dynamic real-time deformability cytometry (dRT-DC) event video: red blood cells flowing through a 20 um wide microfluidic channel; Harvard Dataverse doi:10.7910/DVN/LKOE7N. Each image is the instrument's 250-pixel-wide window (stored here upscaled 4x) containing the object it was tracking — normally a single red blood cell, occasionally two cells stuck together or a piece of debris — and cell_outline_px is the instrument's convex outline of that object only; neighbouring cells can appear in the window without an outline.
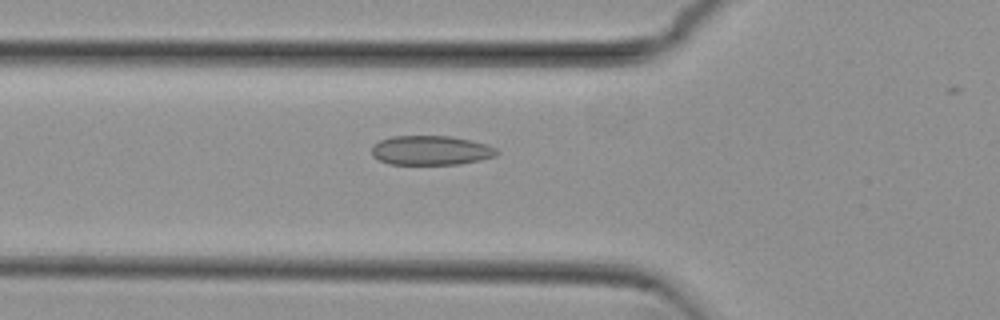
{"species": "common noctule bat (a hibernating species)", "species_latin": "Nyctalus noctula", "temperature_condition": "cold", "stored_images_in_passage": 48, "camera_frame_rate_fps": 3000, "um_per_image_px": 0.085, "animal": {"sex": "female", "body_mass_g": 29.2, "forearm_length_mm": 56.3}, "frame": {"image": 1, "passage_image": 19, "time_ms": 6.0, "image_size_px": [1000, 320], "cell_outline_px": [[500, 152], [496, 156], [480, 160], [460, 164], [388, 164], [372, 156], [372, 144], [380, 140], [392, 136], [452, 136], [488, 144], [496, 148]], "centroid_in_image_um": [36.64, 12.78], "position_along_channel_um": 89.2, "area_um2": 21.62}}
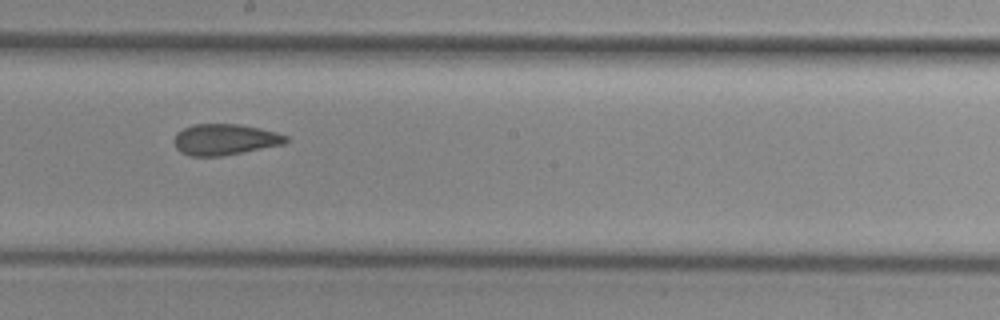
{"frame": {"image": 2, "passage_image": 30, "time_ms": 9.667, "image_size_px": [1000, 320], "cell_outline_px": [[288, 140], [284, 144], [220, 156], [188, 156], [180, 152], [176, 148], [172, 140], [176, 132], [192, 124], [240, 124], [260, 128], [276, 132], [288, 136]], "centroid_in_image_um": [19.06, 11.85], "position_along_channel_um": 229.1, "area_um2": 20.35}}
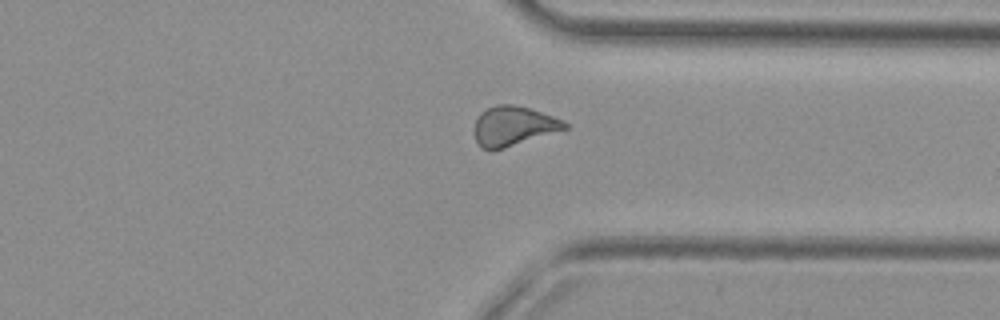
{"frame": {"image": 3, "passage_image": 41, "time_ms": 13.333, "image_size_px": [1000, 320], "cell_outline_px": [[568, 128], [504, 148], [480, 148], [476, 140], [476, 120], [480, 112], [496, 104], [512, 104], [528, 108], [564, 120], [568, 124]], "centroid_in_image_um": [43.65, 10.69], "position_along_channel_um": 367.7, "area_um2": 20.35}, "authors_computed_cell_mechanics": {"area_um2": 21.1259, "velocity_mm_per_s": 3.8044, "shape_relaxation_time_tau1_ms": null, "shape_relaxation_time_tau2_ms": 2.9399, "deformation_change_tau1": null, "deformation_change_tau2": 0.0897}}